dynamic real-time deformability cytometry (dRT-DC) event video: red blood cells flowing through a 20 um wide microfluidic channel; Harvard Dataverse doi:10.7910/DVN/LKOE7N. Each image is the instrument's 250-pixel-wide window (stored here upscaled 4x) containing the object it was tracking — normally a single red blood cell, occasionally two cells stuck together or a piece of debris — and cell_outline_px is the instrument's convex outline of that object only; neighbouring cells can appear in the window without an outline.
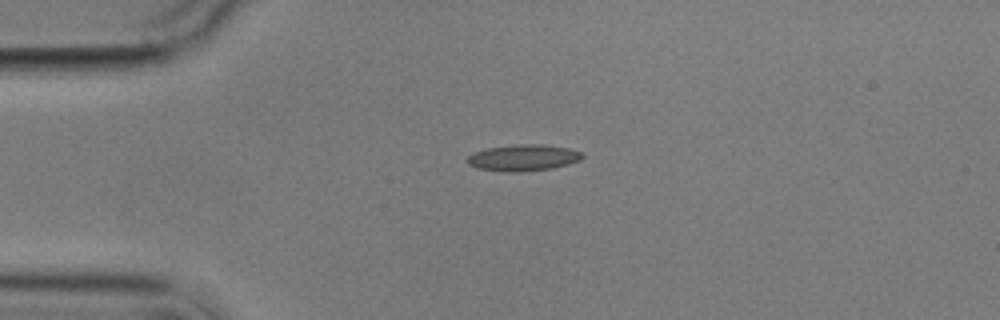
{"species": "common noctule bat (a hibernating species)", "species_latin": "Nyctalus noctula", "temperature_condition": "cold", "stored_images_in_passage": 2, "camera_frame_rate_fps": 3000, "um_per_image_px": 0.085, "animal": {"sex": "male", "body_mass_g": 17.9}, "frame": {"image": 1, "passage_image": 1, "time_ms": 0.0, "image_size_px": [1000, 320], "cell_outline_px": [[584, 156], [580, 160], [568, 164], [552, 168], [520, 172], [504, 172], [476, 168], [468, 164], [468, 156], [476, 152], [488, 148], [516, 144], [544, 144], [568, 148], [580, 152]], "centroid_in_image_um": [44.48, 13.41], "position_along_channel_um": 40.5, "area_um2": 17.63}}